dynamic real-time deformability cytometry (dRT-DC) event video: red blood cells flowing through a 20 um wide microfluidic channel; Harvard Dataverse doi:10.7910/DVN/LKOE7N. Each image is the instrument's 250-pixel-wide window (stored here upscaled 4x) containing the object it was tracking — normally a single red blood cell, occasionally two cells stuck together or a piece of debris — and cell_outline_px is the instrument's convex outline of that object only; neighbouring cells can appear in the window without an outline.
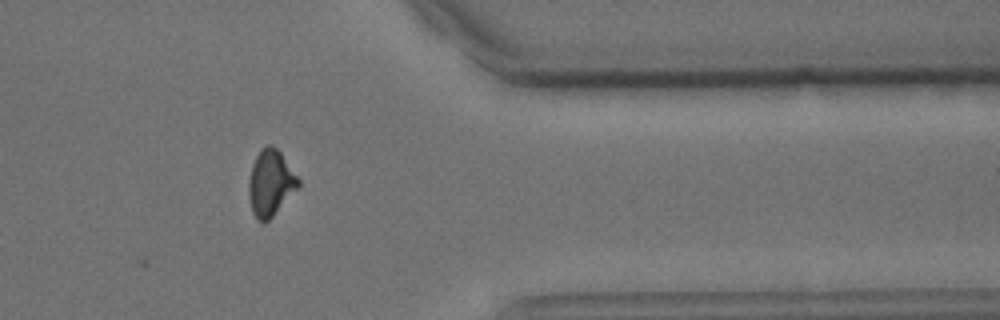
{"species": "common noctule bat (a hibernating species)", "species_latin": "Nyctalus noctula", "temperature_condition": "cold", "stored_images_in_passage": 14, "camera_frame_rate_fps": 3000, "um_per_image_px": 0.085, "animal": {"sex": "male", "body_mass_g": 15.6}, "frame": {"image": 1, "passage_image": 11, "time_ms": 3.333, "image_size_px": [1000, 320], "cell_outline_px": [[300, 184], [272, 216], [264, 224], [252, 212], [248, 196], [248, 184], [252, 164], [260, 148], [268, 144], [272, 144], [280, 152], [300, 180]], "centroid_in_image_um": [22.96, 15.52], "position_along_channel_um": 388.4, "area_um2": 18.79}}
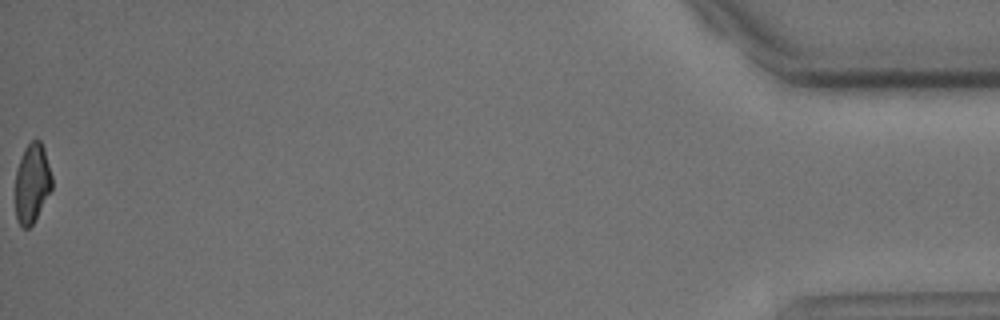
{"frame": {"image": 2, "passage_image": 14, "time_ms": 4.333, "image_size_px": [1000, 320], "cell_outline_px": [[52, 188], [32, 224], [28, 228], [24, 228], [16, 220], [16, 168], [24, 148], [32, 140], [40, 140], [44, 148], [52, 176]], "centroid_in_image_um": [2.72, 15.54], "position_along_channel_um": 432.5, "area_um2": 16.76}}